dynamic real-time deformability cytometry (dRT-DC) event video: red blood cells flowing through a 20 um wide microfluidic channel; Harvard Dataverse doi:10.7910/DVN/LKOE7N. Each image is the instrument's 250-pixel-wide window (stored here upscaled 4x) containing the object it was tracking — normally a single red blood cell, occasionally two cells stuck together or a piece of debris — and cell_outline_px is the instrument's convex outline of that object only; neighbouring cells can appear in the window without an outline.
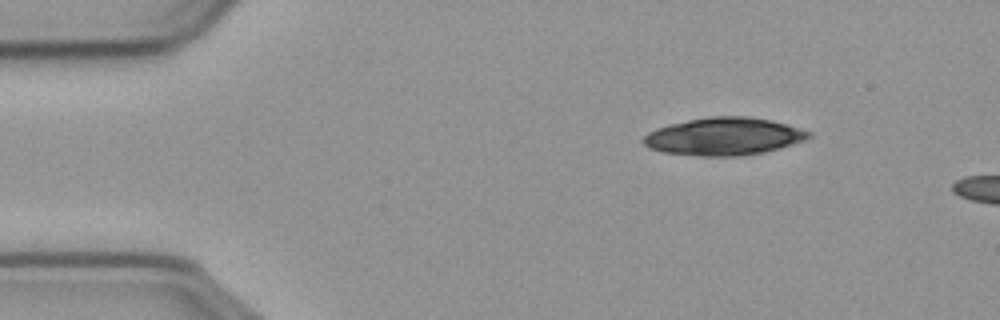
{"species": "common noctule bat (a hibernating species)", "species_latin": "Nyctalus noctula", "temperature_condition": "cold", "stored_images_in_passage": 23, "camera_frame_rate_fps": 3000, "um_per_image_px": 0.085, "animal": {"sex": "male", "body_mass_g": 23.1, "forearm_length_mm": 52.7}, "frame": {"image": 1, "passage_image": 1, "time_ms": 0.0, "image_size_px": [1000, 320], "cell_outline_px": [[792, 136], [788, 140], [780, 144], [764, 148], [740, 152], [728, 152], [672, 128], [684, 124], [700, 120], [756, 120], [776, 124], [788, 128], [792, 132]], "centroid_in_image_um": [62.64, 11.39], "position_along_channel_um": 22.4, "area_um2": 19.02}}